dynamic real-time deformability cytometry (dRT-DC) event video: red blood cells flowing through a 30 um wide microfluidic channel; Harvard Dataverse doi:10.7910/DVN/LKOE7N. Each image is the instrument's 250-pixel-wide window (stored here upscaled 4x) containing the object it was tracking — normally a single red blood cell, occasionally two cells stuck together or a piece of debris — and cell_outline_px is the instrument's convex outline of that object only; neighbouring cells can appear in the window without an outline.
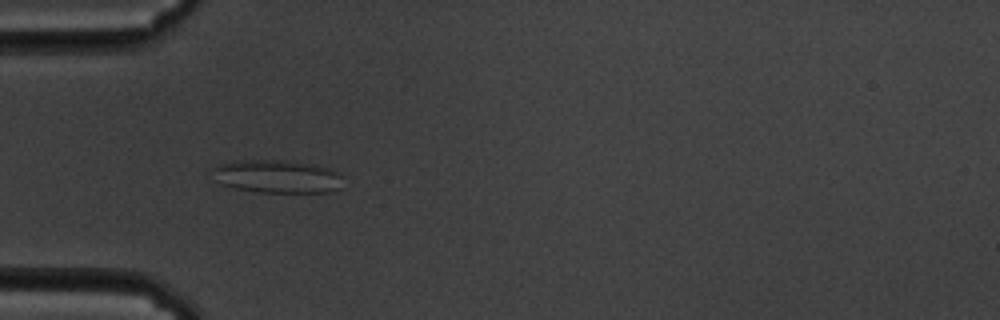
{"species": "common noctule bat (a hibernating species)", "species_latin": "Nyctalus noctula", "temperature_condition": "cold", "stored_images_in_passage": 44, "camera_frame_rate_fps": 3000, "um_per_image_px": 0.085, "animal": {"sex": "male", "body_mass_g": 19.5, "forearm_length_mm": 54.6}, "frame": {"image": 1, "passage_image": 8, "time_ms": 2.333, "image_size_px": [1000, 320], "cell_outline_px": [[340, 188], [328, 192], [260, 192], [236, 188], [220, 184], [212, 168], [220, 164], [240, 160], [284, 160], [316, 164], [332, 168], [340, 172]], "centroid_in_image_um": [23.61, 14.99], "position_along_channel_um": 61.4, "area_um2": 25.09}}
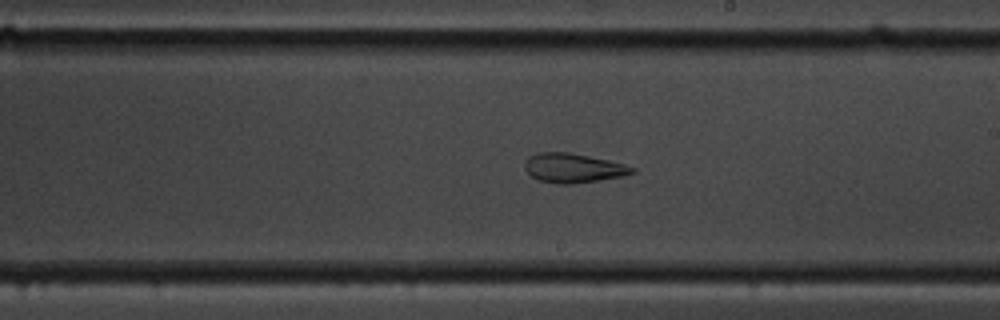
{"frame": {"image": 2, "passage_image": 24, "time_ms": 7.667, "image_size_px": [1000, 320], "cell_outline_px": [[636, 172], [624, 176], [600, 180], [572, 184], [556, 184], [540, 180], [532, 176], [524, 168], [524, 164], [528, 156], [540, 152], [568, 152], [608, 160], [624, 164], [636, 168]], "centroid_in_image_um": [48.73, 14.28], "position_along_channel_um": 240.3, "area_um2": 18.38}}
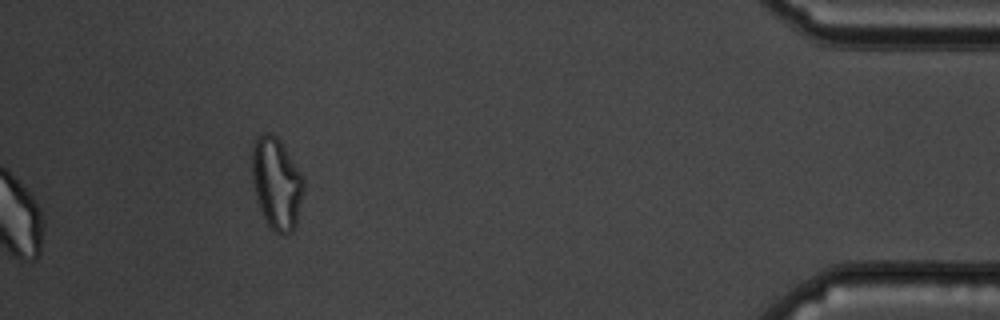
{"frame": {"image": 3, "passage_image": 44, "time_ms": 14.333, "image_size_px": [1000, 320], "cell_outline_px": [[304, 192], [296, 224], [292, 232], [284, 236], [276, 232], [268, 224], [260, 208], [256, 196], [252, 180], [252, 148], [256, 136], [260, 132], [268, 132], [276, 136], [280, 140], [304, 176]], "centroid_in_image_um": [23.52, 15.56], "position_along_channel_um": 411.7, "area_um2": 27.86}, "authors_computed_cell_mechanics": {"area_um2": 21.1259, "velocity_mm_per_s": 3.4043, "shape_relaxation_time_tau1_ms": null, "shape_relaxation_time_tau2_ms": 2.4776, "deformation_change_tau1": null, "deformation_change_tau2": 0.0887}}